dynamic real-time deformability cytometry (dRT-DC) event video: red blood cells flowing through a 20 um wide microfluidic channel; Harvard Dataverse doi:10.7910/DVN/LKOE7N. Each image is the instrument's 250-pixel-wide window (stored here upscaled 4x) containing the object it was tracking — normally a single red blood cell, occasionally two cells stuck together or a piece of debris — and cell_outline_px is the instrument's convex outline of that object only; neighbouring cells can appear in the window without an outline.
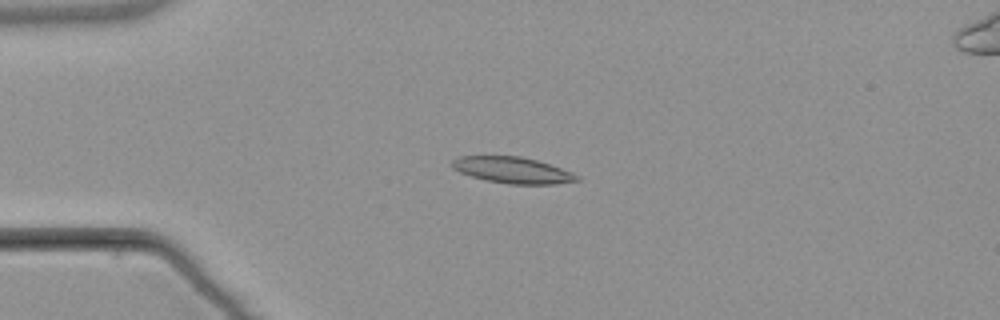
{"species": "common noctule bat (a hibernating species)", "species_latin": "Nyctalus noctula", "temperature_condition": "warm", "stored_images_in_passage": 7, "camera_frame_rate_fps": 3000, "um_per_image_px": 0.085, "animal": {"sex": "male", "body_mass_g": 21.5, "forearm_length_mm": 52.0}, "frame": {"image": 1, "passage_image": 3, "time_ms": 2.333, "image_size_px": [1000, 320], "cell_outline_px": [[580, 180], [556, 184], [508, 184], [484, 180], [460, 172], [452, 168], [452, 160], [460, 156], [520, 156], [536, 160], [572, 172], [580, 176]], "centroid_in_image_um": [43.57, 14.47], "position_along_channel_um": 41.4, "area_um2": 19.02}}
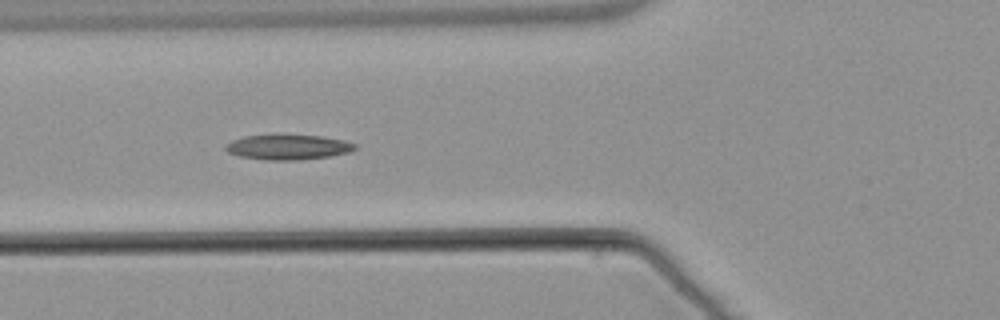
{"frame": {"image": 2, "passage_image": 5, "time_ms": 4.667, "image_size_px": [1000, 320], "cell_outline_px": [[356, 148], [348, 152], [328, 156], [300, 160], [264, 160], [240, 156], [228, 152], [224, 148], [232, 140], [244, 136], [276, 132], [324, 136], [344, 140], [356, 144]], "centroid_in_image_um": [24.46, 12.46], "position_along_channel_um": 101.3, "area_um2": 19.59}}